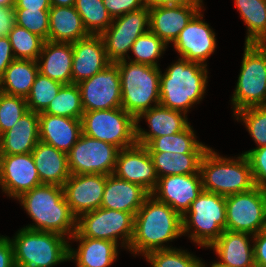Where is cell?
<instances>
[{
  "label": "cell",
  "instance_id": "cell-10",
  "mask_svg": "<svg viewBox=\"0 0 266 267\" xmlns=\"http://www.w3.org/2000/svg\"><path fill=\"white\" fill-rule=\"evenodd\" d=\"M226 199V230L257 234L266 229V190L258 186Z\"/></svg>",
  "mask_w": 266,
  "mask_h": 267
},
{
  "label": "cell",
  "instance_id": "cell-23",
  "mask_svg": "<svg viewBox=\"0 0 266 267\" xmlns=\"http://www.w3.org/2000/svg\"><path fill=\"white\" fill-rule=\"evenodd\" d=\"M41 142L68 153L82 134L80 119L50 114H38Z\"/></svg>",
  "mask_w": 266,
  "mask_h": 267
},
{
  "label": "cell",
  "instance_id": "cell-32",
  "mask_svg": "<svg viewBox=\"0 0 266 267\" xmlns=\"http://www.w3.org/2000/svg\"><path fill=\"white\" fill-rule=\"evenodd\" d=\"M204 153L150 152L157 177L200 173Z\"/></svg>",
  "mask_w": 266,
  "mask_h": 267
},
{
  "label": "cell",
  "instance_id": "cell-53",
  "mask_svg": "<svg viewBox=\"0 0 266 267\" xmlns=\"http://www.w3.org/2000/svg\"><path fill=\"white\" fill-rule=\"evenodd\" d=\"M15 0H0V7L14 8Z\"/></svg>",
  "mask_w": 266,
  "mask_h": 267
},
{
  "label": "cell",
  "instance_id": "cell-41",
  "mask_svg": "<svg viewBox=\"0 0 266 267\" xmlns=\"http://www.w3.org/2000/svg\"><path fill=\"white\" fill-rule=\"evenodd\" d=\"M28 111L26 98L0 91V135L12 128Z\"/></svg>",
  "mask_w": 266,
  "mask_h": 267
},
{
  "label": "cell",
  "instance_id": "cell-25",
  "mask_svg": "<svg viewBox=\"0 0 266 267\" xmlns=\"http://www.w3.org/2000/svg\"><path fill=\"white\" fill-rule=\"evenodd\" d=\"M249 233L224 230L210 246L220 257L213 267H256L254 248L250 247Z\"/></svg>",
  "mask_w": 266,
  "mask_h": 267
},
{
  "label": "cell",
  "instance_id": "cell-47",
  "mask_svg": "<svg viewBox=\"0 0 266 267\" xmlns=\"http://www.w3.org/2000/svg\"><path fill=\"white\" fill-rule=\"evenodd\" d=\"M13 60L15 57L8 36H0V79Z\"/></svg>",
  "mask_w": 266,
  "mask_h": 267
},
{
  "label": "cell",
  "instance_id": "cell-36",
  "mask_svg": "<svg viewBox=\"0 0 266 267\" xmlns=\"http://www.w3.org/2000/svg\"><path fill=\"white\" fill-rule=\"evenodd\" d=\"M74 7L89 35H101L112 23L103 0H76Z\"/></svg>",
  "mask_w": 266,
  "mask_h": 267
},
{
  "label": "cell",
  "instance_id": "cell-24",
  "mask_svg": "<svg viewBox=\"0 0 266 267\" xmlns=\"http://www.w3.org/2000/svg\"><path fill=\"white\" fill-rule=\"evenodd\" d=\"M180 112L161 105H154L151 109L143 111L136 118L137 144L146 146L153 138L183 131L189 125V122L187 121L186 115L183 116ZM141 117H146L150 132H145L138 127V122Z\"/></svg>",
  "mask_w": 266,
  "mask_h": 267
},
{
  "label": "cell",
  "instance_id": "cell-1",
  "mask_svg": "<svg viewBox=\"0 0 266 267\" xmlns=\"http://www.w3.org/2000/svg\"><path fill=\"white\" fill-rule=\"evenodd\" d=\"M180 235H183L182 217L150 195L134 216V234L129 249L146 256L152 251L169 249L162 244Z\"/></svg>",
  "mask_w": 266,
  "mask_h": 267
},
{
  "label": "cell",
  "instance_id": "cell-15",
  "mask_svg": "<svg viewBox=\"0 0 266 267\" xmlns=\"http://www.w3.org/2000/svg\"><path fill=\"white\" fill-rule=\"evenodd\" d=\"M113 174L145 188L150 194L155 189L158 177L150 152L144 145L119 150Z\"/></svg>",
  "mask_w": 266,
  "mask_h": 267
},
{
  "label": "cell",
  "instance_id": "cell-34",
  "mask_svg": "<svg viewBox=\"0 0 266 267\" xmlns=\"http://www.w3.org/2000/svg\"><path fill=\"white\" fill-rule=\"evenodd\" d=\"M146 148L149 152L205 153L208 147L195 140L194 131L188 125L183 131L153 138Z\"/></svg>",
  "mask_w": 266,
  "mask_h": 267
},
{
  "label": "cell",
  "instance_id": "cell-38",
  "mask_svg": "<svg viewBox=\"0 0 266 267\" xmlns=\"http://www.w3.org/2000/svg\"><path fill=\"white\" fill-rule=\"evenodd\" d=\"M63 85L64 84L59 81L38 73L35 77L30 94L26 97L28 109L36 113L43 112Z\"/></svg>",
  "mask_w": 266,
  "mask_h": 267
},
{
  "label": "cell",
  "instance_id": "cell-27",
  "mask_svg": "<svg viewBox=\"0 0 266 267\" xmlns=\"http://www.w3.org/2000/svg\"><path fill=\"white\" fill-rule=\"evenodd\" d=\"M39 59L43 60V64H38L40 74L62 84H72V43L47 40L43 45Z\"/></svg>",
  "mask_w": 266,
  "mask_h": 267
},
{
  "label": "cell",
  "instance_id": "cell-48",
  "mask_svg": "<svg viewBox=\"0 0 266 267\" xmlns=\"http://www.w3.org/2000/svg\"><path fill=\"white\" fill-rule=\"evenodd\" d=\"M0 267H16L13 245L5 236H0Z\"/></svg>",
  "mask_w": 266,
  "mask_h": 267
},
{
  "label": "cell",
  "instance_id": "cell-5",
  "mask_svg": "<svg viewBox=\"0 0 266 267\" xmlns=\"http://www.w3.org/2000/svg\"><path fill=\"white\" fill-rule=\"evenodd\" d=\"M119 67L121 84V107L137 118L151 109V103L159 105L161 71L158 67L121 60Z\"/></svg>",
  "mask_w": 266,
  "mask_h": 267
},
{
  "label": "cell",
  "instance_id": "cell-26",
  "mask_svg": "<svg viewBox=\"0 0 266 267\" xmlns=\"http://www.w3.org/2000/svg\"><path fill=\"white\" fill-rule=\"evenodd\" d=\"M39 141L38 113L29 110L0 135V154L31 153Z\"/></svg>",
  "mask_w": 266,
  "mask_h": 267
},
{
  "label": "cell",
  "instance_id": "cell-33",
  "mask_svg": "<svg viewBox=\"0 0 266 267\" xmlns=\"http://www.w3.org/2000/svg\"><path fill=\"white\" fill-rule=\"evenodd\" d=\"M248 26L245 43L266 44V0H235Z\"/></svg>",
  "mask_w": 266,
  "mask_h": 267
},
{
  "label": "cell",
  "instance_id": "cell-31",
  "mask_svg": "<svg viewBox=\"0 0 266 267\" xmlns=\"http://www.w3.org/2000/svg\"><path fill=\"white\" fill-rule=\"evenodd\" d=\"M38 62L22 59L13 60L0 79V91L8 95L26 98L30 94L36 75L39 73Z\"/></svg>",
  "mask_w": 266,
  "mask_h": 267
},
{
  "label": "cell",
  "instance_id": "cell-49",
  "mask_svg": "<svg viewBox=\"0 0 266 267\" xmlns=\"http://www.w3.org/2000/svg\"><path fill=\"white\" fill-rule=\"evenodd\" d=\"M15 24L14 8L0 7V36H7Z\"/></svg>",
  "mask_w": 266,
  "mask_h": 267
},
{
  "label": "cell",
  "instance_id": "cell-2",
  "mask_svg": "<svg viewBox=\"0 0 266 267\" xmlns=\"http://www.w3.org/2000/svg\"><path fill=\"white\" fill-rule=\"evenodd\" d=\"M17 199L36 222L35 225L26 226V229L55 232L63 236L67 233L72 236L76 232L77 218L67 204L63 187L41 184Z\"/></svg>",
  "mask_w": 266,
  "mask_h": 267
},
{
  "label": "cell",
  "instance_id": "cell-29",
  "mask_svg": "<svg viewBox=\"0 0 266 267\" xmlns=\"http://www.w3.org/2000/svg\"><path fill=\"white\" fill-rule=\"evenodd\" d=\"M88 36L74 6H54L49 9V41L74 43Z\"/></svg>",
  "mask_w": 266,
  "mask_h": 267
},
{
  "label": "cell",
  "instance_id": "cell-28",
  "mask_svg": "<svg viewBox=\"0 0 266 267\" xmlns=\"http://www.w3.org/2000/svg\"><path fill=\"white\" fill-rule=\"evenodd\" d=\"M31 153L41 183L63 187L70 177L67 153L41 141L36 144Z\"/></svg>",
  "mask_w": 266,
  "mask_h": 267
},
{
  "label": "cell",
  "instance_id": "cell-35",
  "mask_svg": "<svg viewBox=\"0 0 266 267\" xmlns=\"http://www.w3.org/2000/svg\"><path fill=\"white\" fill-rule=\"evenodd\" d=\"M84 113L80 90L77 84H64L47 108L38 114H50L80 119Z\"/></svg>",
  "mask_w": 266,
  "mask_h": 267
},
{
  "label": "cell",
  "instance_id": "cell-46",
  "mask_svg": "<svg viewBox=\"0 0 266 267\" xmlns=\"http://www.w3.org/2000/svg\"><path fill=\"white\" fill-rule=\"evenodd\" d=\"M254 261L256 267L266 266V229L253 235Z\"/></svg>",
  "mask_w": 266,
  "mask_h": 267
},
{
  "label": "cell",
  "instance_id": "cell-3",
  "mask_svg": "<svg viewBox=\"0 0 266 267\" xmlns=\"http://www.w3.org/2000/svg\"><path fill=\"white\" fill-rule=\"evenodd\" d=\"M207 64L180 58L160 75L159 105L183 112L202 99L207 83Z\"/></svg>",
  "mask_w": 266,
  "mask_h": 267
},
{
  "label": "cell",
  "instance_id": "cell-18",
  "mask_svg": "<svg viewBox=\"0 0 266 267\" xmlns=\"http://www.w3.org/2000/svg\"><path fill=\"white\" fill-rule=\"evenodd\" d=\"M105 185L104 174H70L63 189L72 214L78 218L100 208Z\"/></svg>",
  "mask_w": 266,
  "mask_h": 267
},
{
  "label": "cell",
  "instance_id": "cell-39",
  "mask_svg": "<svg viewBox=\"0 0 266 267\" xmlns=\"http://www.w3.org/2000/svg\"><path fill=\"white\" fill-rule=\"evenodd\" d=\"M167 44L159 39L154 33L148 31L139 36L133 43L131 51L136 56L130 62L147 64L158 67L156 58H159L163 51H165Z\"/></svg>",
  "mask_w": 266,
  "mask_h": 267
},
{
  "label": "cell",
  "instance_id": "cell-7",
  "mask_svg": "<svg viewBox=\"0 0 266 267\" xmlns=\"http://www.w3.org/2000/svg\"><path fill=\"white\" fill-rule=\"evenodd\" d=\"M187 215L182 217V234L189 232L191 225L194 232L191 239L200 246L210 247L226 230V199L216 193L202 191L191 203Z\"/></svg>",
  "mask_w": 266,
  "mask_h": 267
},
{
  "label": "cell",
  "instance_id": "cell-11",
  "mask_svg": "<svg viewBox=\"0 0 266 267\" xmlns=\"http://www.w3.org/2000/svg\"><path fill=\"white\" fill-rule=\"evenodd\" d=\"M76 232L82 237L109 240L117 243L119 235L129 248L134 234V216L131 213L98 208L81 214L76 221Z\"/></svg>",
  "mask_w": 266,
  "mask_h": 267
},
{
  "label": "cell",
  "instance_id": "cell-9",
  "mask_svg": "<svg viewBox=\"0 0 266 267\" xmlns=\"http://www.w3.org/2000/svg\"><path fill=\"white\" fill-rule=\"evenodd\" d=\"M82 133L117 148L133 146L136 141V118L122 107L85 111L81 118Z\"/></svg>",
  "mask_w": 266,
  "mask_h": 267
},
{
  "label": "cell",
  "instance_id": "cell-50",
  "mask_svg": "<svg viewBox=\"0 0 266 267\" xmlns=\"http://www.w3.org/2000/svg\"><path fill=\"white\" fill-rule=\"evenodd\" d=\"M50 0H17L14 9L49 10Z\"/></svg>",
  "mask_w": 266,
  "mask_h": 267
},
{
  "label": "cell",
  "instance_id": "cell-37",
  "mask_svg": "<svg viewBox=\"0 0 266 267\" xmlns=\"http://www.w3.org/2000/svg\"><path fill=\"white\" fill-rule=\"evenodd\" d=\"M15 59L38 61L45 40L24 27L14 24L7 35Z\"/></svg>",
  "mask_w": 266,
  "mask_h": 267
},
{
  "label": "cell",
  "instance_id": "cell-40",
  "mask_svg": "<svg viewBox=\"0 0 266 267\" xmlns=\"http://www.w3.org/2000/svg\"><path fill=\"white\" fill-rule=\"evenodd\" d=\"M152 267H203L201 260L180 249H162L145 256Z\"/></svg>",
  "mask_w": 266,
  "mask_h": 267
},
{
  "label": "cell",
  "instance_id": "cell-20",
  "mask_svg": "<svg viewBox=\"0 0 266 267\" xmlns=\"http://www.w3.org/2000/svg\"><path fill=\"white\" fill-rule=\"evenodd\" d=\"M200 8L201 4L150 7L149 31L166 44L174 42Z\"/></svg>",
  "mask_w": 266,
  "mask_h": 267
},
{
  "label": "cell",
  "instance_id": "cell-4",
  "mask_svg": "<svg viewBox=\"0 0 266 267\" xmlns=\"http://www.w3.org/2000/svg\"><path fill=\"white\" fill-rule=\"evenodd\" d=\"M203 191L222 196L242 193L255 187L250 163L245 154L236 160L218 156L210 148L200 161Z\"/></svg>",
  "mask_w": 266,
  "mask_h": 267
},
{
  "label": "cell",
  "instance_id": "cell-30",
  "mask_svg": "<svg viewBox=\"0 0 266 267\" xmlns=\"http://www.w3.org/2000/svg\"><path fill=\"white\" fill-rule=\"evenodd\" d=\"M72 238L80 241L78 251L69 248V260L75 259L77 267H108L118 256L117 243L113 241L82 237L77 232Z\"/></svg>",
  "mask_w": 266,
  "mask_h": 267
},
{
  "label": "cell",
  "instance_id": "cell-44",
  "mask_svg": "<svg viewBox=\"0 0 266 267\" xmlns=\"http://www.w3.org/2000/svg\"><path fill=\"white\" fill-rule=\"evenodd\" d=\"M250 163L255 186L266 188V146L244 153Z\"/></svg>",
  "mask_w": 266,
  "mask_h": 267
},
{
  "label": "cell",
  "instance_id": "cell-16",
  "mask_svg": "<svg viewBox=\"0 0 266 267\" xmlns=\"http://www.w3.org/2000/svg\"><path fill=\"white\" fill-rule=\"evenodd\" d=\"M41 184L32 153L0 154V185L9 196L19 198Z\"/></svg>",
  "mask_w": 266,
  "mask_h": 267
},
{
  "label": "cell",
  "instance_id": "cell-14",
  "mask_svg": "<svg viewBox=\"0 0 266 267\" xmlns=\"http://www.w3.org/2000/svg\"><path fill=\"white\" fill-rule=\"evenodd\" d=\"M77 85L84 112L121 108V84L116 63H110L105 69Z\"/></svg>",
  "mask_w": 266,
  "mask_h": 267
},
{
  "label": "cell",
  "instance_id": "cell-52",
  "mask_svg": "<svg viewBox=\"0 0 266 267\" xmlns=\"http://www.w3.org/2000/svg\"><path fill=\"white\" fill-rule=\"evenodd\" d=\"M76 0H50L51 7L54 6H62V7H68V6H74Z\"/></svg>",
  "mask_w": 266,
  "mask_h": 267
},
{
  "label": "cell",
  "instance_id": "cell-43",
  "mask_svg": "<svg viewBox=\"0 0 266 267\" xmlns=\"http://www.w3.org/2000/svg\"><path fill=\"white\" fill-rule=\"evenodd\" d=\"M15 24L49 40V10L14 9Z\"/></svg>",
  "mask_w": 266,
  "mask_h": 267
},
{
  "label": "cell",
  "instance_id": "cell-13",
  "mask_svg": "<svg viewBox=\"0 0 266 267\" xmlns=\"http://www.w3.org/2000/svg\"><path fill=\"white\" fill-rule=\"evenodd\" d=\"M145 25L149 26V7L146 6L113 18L108 29L100 35L111 63L126 59L125 54L137 38L149 31V28L144 29Z\"/></svg>",
  "mask_w": 266,
  "mask_h": 267
},
{
  "label": "cell",
  "instance_id": "cell-22",
  "mask_svg": "<svg viewBox=\"0 0 266 267\" xmlns=\"http://www.w3.org/2000/svg\"><path fill=\"white\" fill-rule=\"evenodd\" d=\"M151 194L142 186L115 176L106 175L101 208L124 211L133 216Z\"/></svg>",
  "mask_w": 266,
  "mask_h": 267
},
{
  "label": "cell",
  "instance_id": "cell-21",
  "mask_svg": "<svg viewBox=\"0 0 266 267\" xmlns=\"http://www.w3.org/2000/svg\"><path fill=\"white\" fill-rule=\"evenodd\" d=\"M72 47V83L89 79L111 63L100 35H89L72 43Z\"/></svg>",
  "mask_w": 266,
  "mask_h": 267
},
{
  "label": "cell",
  "instance_id": "cell-6",
  "mask_svg": "<svg viewBox=\"0 0 266 267\" xmlns=\"http://www.w3.org/2000/svg\"><path fill=\"white\" fill-rule=\"evenodd\" d=\"M65 236L23 228L11 240L16 267H52L69 260Z\"/></svg>",
  "mask_w": 266,
  "mask_h": 267
},
{
  "label": "cell",
  "instance_id": "cell-42",
  "mask_svg": "<svg viewBox=\"0 0 266 267\" xmlns=\"http://www.w3.org/2000/svg\"><path fill=\"white\" fill-rule=\"evenodd\" d=\"M234 115L240 116L259 147L266 146V106H254L239 110Z\"/></svg>",
  "mask_w": 266,
  "mask_h": 267
},
{
  "label": "cell",
  "instance_id": "cell-51",
  "mask_svg": "<svg viewBox=\"0 0 266 267\" xmlns=\"http://www.w3.org/2000/svg\"><path fill=\"white\" fill-rule=\"evenodd\" d=\"M202 0H143L144 6H180L188 4H200Z\"/></svg>",
  "mask_w": 266,
  "mask_h": 267
},
{
  "label": "cell",
  "instance_id": "cell-19",
  "mask_svg": "<svg viewBox=\"0 0 266 267\" xmlns=\"http://www.w3.org/2000/svg\"><path fill=\"white\" fill-rule=\"evenodd\" d=\"M198 11L174 41V47L182 58L203 64L216 47L215 33L201 18Z\"/></svg>",
  "mask_w": 266,
  "mask_h": 267
},
{
  "label": "cell",
  "instance_id": "cell-8",
  "mask_svg": "<svg viewBox=\"0 0 266 267\" xmlns=\"http://www.w3.org/2000/svg\"><path fill=\"white\" fill-rule=\"evenodd\" d=\"M232 102L235 113L248 107L266 106V44L245 43Z\"/></svg>",
  "mask_w": 266,
  "mask_h": 267
},
{
  "label": "cell",
  "instance_id": "cell-17",
  "mask_svg": "<svg viewBox=\"0 0 266 267\" xmlns=\"http://www.w3.org/2000/svg\"><path fill=\"white\" fill-rule=\"evenodd\" d=\"M172 207L181 217L186 215L190 205L203 191L200 173L186 175H167L158 178L151 196Z\"/></svg>",
  "mask_w": 266,
  "mask_h": 267
},
{
  "label": "cell",
  "instance_id": "cell-12",
  "mask_svg": "<svg viewBox=\"0 0 266 267\" xmlns=\"http://www.w3.org/2000/svg\"><path fill=\"white\" fill-rule=\"evenodd\" d=\"M119 148L81 134L67 153L70 174H113Z\"/></svg>",
  "mask_w": 266,
  "mask_h": 267
},
{
  "label": "cell",
  "instance_id": "cell-45",
  "mask_svg": "<svg viewBox=\"0 0 266 267\" xmlns=\"http://www.w3.org/2000/svg\"><path fill=\"white\" fill-rule=\"evenodd\" d=\"M103 4L112 19L144 7L143 0H103Z\"/></svg>",
  "mask_w": 266,
  "mask_h": 267
}]
</instances>
